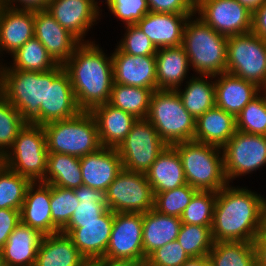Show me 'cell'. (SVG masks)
<instances>
[{
	"label": "cell",
	"instance_id": "6da1fadb",
	"mask_svg": "<svg viewBox=\"0 0 266 266\" xmlns=\"http://www.w3.org/2000/svg\"><path fill=\"white\" fill-rule=\"evenodd\" d=\"M266 199L229 183L217 192L212 237L214 242H254L263 229Z\"/></svg>",
	"mask_w": 266,
	"mask_h": 266
},
{
	"label": "cell",
	"instance_id": "7a4b0ae2",
	"mask_svg": "<svg viewBox=\"0 0 266 266\" xmlns=\"http://www.w3.org/2000/svg\"><path fill=\"white\" fill-rule=\"evenodd\" d=\"M63 67L82 111L109 102L114 83L112 57L94 41L82 42Z\"/></svg>",
	"mask_w": 266,
	"mask_h": 266
},
{
	"label": "cell",
	"instance_id": "3957f363",
	"mask_svg": "<svg viewBox=\"0 0 266 266\" xmlns=\"http://www.w3.org/2000/svg\"><path fill=\"white\" fill-rule=\"evenodd\" d=\"M47 82H52V70L23 71L0 63V93L27 123L46 124Z\"/></svg>",
	"mask_w": 266,
	"mask_h": 266
},
{
	"label": "cell",
	"instance_id": "277c9868",
	"mask_svg": "<svg viewBox=\"0 0 266 266\" xmlns=\"http://www.w3.org/2000/svg\"><path fill=\"white\" fill-rule=\"evenodd\" d=\"M192 17L185 24L182 40L190 67L199 75L226 72L228 37L216 32L199 16Z\"/></svg>",
	"mask_w": 266,
	"mask_h": 266
},
{
	"label": "cell",
	"instance_id": "5b68a950",
	"mask_svg": "<svg viewBox=\"0 0 266 266\" xmlns=\"http://www.w3.org/2000/svg\"><path fill=\"white\" fill-rule=\"evenodd\" d=\"M172 146L180 155L188 185L200 191L218 192L228 184L221 147L194 140Z\"/></svg>",
	"mask_w": 266,
	"mask_h": 266
},
{
	"label": "cell",
	"instance_id": "8992f818",
	"mask_svg": "<svg viewBox=\"0 0 266 266\" xmlns=\"http://www.w3.org/2000/svg\"><path fill=\"white\" fill-rule=\"evenodd\" d=\"M49 153L83 157L98 151L102 146L97 123L90 111L43 125Z\"/></svg>",
	"mask_w": 266,
	"mask_h": 266
},
{
	"label": "cell",
	"instance_id": "52a82bcc",
	"mask_svg": "<svg viewBox=\"0 0 266 266\" xmlns=\"http://www.w3.org/2000/svg\"><path fill=\"white\" fill-rule=\"evenodd\" d=\"M146 119L168 146L194 140L196 120L176 90L153 91Z\"/></svg>",
	"mask_w": 266,
	"mask_h": 266
},
{
	"label": "cell",
	"instance_id": "ba28073f",
	"mask_svg": "<svg viewBox=\"0 0 266 266\" xmlns=\"http://www.w3.org/2000/svg\"><path fill=\"white\" fill-rule=\"evenodd\" d=\"M48 154L43 126L26 123L0 161L14 172L37 182L45 178Z\"/></svg>",
	"mask_w": 266,
	"mask_h": 266
},
{
	"label": "cell",
	"instance_id": "9c48e42d",
	"mask_svg": "<svg viewBox=\"0 0 266 266\" xmlns=\"http://www.w3.org/2000/svg\"><path fill=\"white\" fill-rule=\"evenodd\" d=\"M226 72L260 86L266 80V39L252 31L228 37Z\"/></svg>",
	"mask_w": 266,
	"mask_h": 266
},
{
	"label": "cell",
	"instance_id": "30bf717a",
	"mask_svg": "<svg viewBox=\"0 0 266 266\" xmlns=\"http://www.w3.org/2000/svg\"><path fill=\"white\" fill-rule=\"evenodd\" d=\"M167 146L147 119H137L117 150L123 169L146 173Z\"/></svg>",
	"mask_w": 266,
	"mask_h": 266
},
{
	"label": "cell",
	"instance_id": "8fae6325",
	"mask_svg": "<svg viewBox=\"0 0 266 266\" xmlns=\"http://www.w3.org/2000/svg\"><path fill=\"white\" fill-rule=\"evenodd\" d=\"M107 203L114 213H145L154 208V193L145 173L122 169L109 185Z\"/></svg>",
	"mask_w": 266,
	"mask_h": 266
},
{
	"label": "cell",
	"instance_id": "7c38bea8",
	"mask_svg": "<svg viewBox=\"0 0 266 266\" xmlns=\"http://www.w3.org/2000/svg\"><path fill=\"white\" fill-rule=\"evenodd\" d=\"M224 172L228 183L266 165V136L236 130L222 147Z\"/></svg>",
	"mask_w": 266,
	"mask_h": 266
},
{
	"label": "cell",
	"instance_id": "4fadbf2b",
	"mask_svg": "<svg viewBox=\"0 0 266 266\" xmlns=\"http://www.w3.org/2000/svg\"><path fill=\"white\" fill-rule=\"evenodd\" d=\"M195 13L226 37L252 31L253 12L237 0H196Z\"/></svg>",
	"mask_w": 266,
	"mask_h": 266
},
{
	"label": "cell",
	"instance_id": "5bb4252c",
	"mask_svg": "<svg viewBox=\"0 0 266 266\" xmlns=\"http://www.w3.org/2000/svg\"><path fill=\"white\" fill-rule=\"evenodd\" d=\"M143 214L115 213L110 241L105 256L144 262Z\"/></svg>",
	"mask_w": 266,
	"mask_h": 266
},
{
	"label": "cell",
	"instance_id": "9a60e30c",
	"mask_svg": "<svg viewBox=\"0 0 266 266\" xmlns=\"http://www.w3.org/2000/svg\"><path fill=\"white\" fill-rule=\"evenodd\" d=\"M34 36L58 65H63L82 43L63 28L47 9L34 10Z\"/></svg>",
	"mask_w": 266,
	"mask_h": 266
},
{
	"label": "cell",
	"instance_id": "2e32d148",
	"mask_svg": "<svg viewBox=\"0 0 266 266\" xmlns=\"http://www.w3.org/2000/svg\"><path fill=\"white\" fill-rule=\"evenodd\" d=\"M114 83L157 90L155 55H131L118 47L111 55Z\"/></svg>",
	"mask_w": 266,
	"mask_h": 266
},
{
	"label": "cell",
	"instance_id": "e0dca14e",
	"mask_svg": "<svg viewBox=\"0 0 266 266\" xmlns=\"http://www.w3.org/2000/svg\"><path fill=\"white\" fill-rule=\"evenodd\" d=\"M115 213L107 209L97 221L79 222L75 229H62L67 234L79 252L90 261L105 256Z\"/></svg>",
	"mask_w": 266,
	"mask_h": 266
},
{
	"label": "cell",
	"instance_id": "ac0fdd59",
	"mask_svg": "<svg viewBox=\"0 0 266 266\" xmlns=\"http://www.w3.org/2000/svg\"><path fill=\"white\" fill-rule=\"evenodd\" d=\"M97 3L95 0H50L46 9L81 42H89L83 38L96 20L100 19Z\"/></svg>",
	"mask_w": 266,
	"mask_h": 266
},
{
	"label": "cell",
	"instance_id": "d6986e66",
	"mask_svg": "<svg viewBox=\"0 0 266 266\" xmlns=\"http://www.w3.org/2000/svg\"><path fill=\"white\" fill-rule=\"evenodd\" d=\"M50 201L51 184L32 182L20 210L21 223L36 229L43 236L60 232L52 222Z\"/></svg>",
	"mask_w": 266,
	"mask_h": 266
},
{
	"label": "cell",
	"instance_id": "ffe728a7",
	"mask_svg": "<svg viewBox=\"0 0 266 266\" xmlns=\"http://www.w3.org/2000/svg\"><path fill=\"white\" fill-rule=\"evenodd\" d=\"M80 167L83 185L105 192L123 169L118 150L108 147L81 157Z\"/></svg>",
	"mask_w": 266,
	"mask_h": 266
},
{
	"label": "cell",
	"instance_id": "44dd1931",
	"mask_svg": "<svg viewBox=\"0 0 266 266\" xmlns=\"http://www.w3.org/2000/svg\"><path fill=\"white\" fill-rule=\"evenodd\" d=\"M81 111L69 75L63 65H58L52 69V82H47L46 124L70 119Z\"/></svg>",
	"mask_w": 266,
	"mask_h": 266
},
{
	"label": "cell",
	"instance_id": "7402d4cb",
	"mask_svg": "<svg viewBox=\"0 0 266 266\" xmlns=\"http://www.w3.org/2000/svg\"><path fill=\"white\" fill-rule=\"evenodd\" d=\"M190 16L172 13H147L136 25L159 48L182 45L185 24Z\"/></svg>",
	"mask_w": 266,
	"mask_h": 266
},
{
	"label": "cell",
	"instance_id": "603a6c76",
	"mask_svg": "<svg viewBox=\"0 0 266 266\" xmlns=\"http://www.w3.org/2000/svg\"><path fill=\"white\" fill-rule=\"evenodd\" d=\"M33 37L34 11L12 9L0 3V54H14Z\"/></svg>",
	"mask_w": 266,
	"mask_h": 266
},
{
	"label": "cell",
	"instance_id": "cb8c5ba5",
	"mask_svg": "<svg viewBox=\"0 0 266 266\" xmlns=\"http://www.w3.org/2000/svg\"><path fill=\"white\" fill-rule=\"evenodd\" d=\"M97 123L102 147L118 148L131 131L137 118L109 103L98 105L91 111Z\"/></svg>",
	"mask_w": 266,
	"mask_h": 266
},
{
	"label": "cell",
	"instance_id": "d4e9b609",
	"mask_svg": "<svg viewBox=\"0 0 266 266\" xmlns=\"http://www.w3.org/2000/svg\"><path fill=\"white\" fill-rule=\"evenodd\" d=\"M215 77L216 106L234 117L258 96V86L252 82L227 72Z\"/></svg>",
	"mask_w": 266,
	"mask_h": 266
},
{
	"label": "cell",
	"instance_id": "484cf974",
	"mask_svg": "<svg viewBox=\"0 0 266 266\" xmlns=\"http://www.w3.org/2000/svg\"><path fill=\"white\" fill-rule=\"evenodd\" d=\"M34 266H88V261L71 238L60 231L42 237Z\"/></svg>",
	"mask_w": 266,
	"mask_h": 266
},
{
	"label": "cell",
	"instance_id": "4316f807",
	"mask_svg": "<svg viewBox=\"0 0 266 266\" xmlns=\"http://www.w3.org/2000/svg\"><path fill=\"white\" fill-rule=\"evenodd\" d=\"M145 174L154 196L187 184L182 160L173 146H167Z\"/></svg>",
	"mask_w": 266,
	"mask_h": 266
},
{
	"label": "cell",
	"instance_id": "83f0119b",
	"mask_svg": "<svg viewBox=\"0 0 266 266\" xmlns=\"http://www.w3.org/2000/svg\"><path fill=\"white\" fill-rule=\"evenodd\" d=\"M43 235L20 223L1 248L4 266H34Z\"/></svg>",
	"mask_w": 266,
	"mask_h": 266
},
{
	"label": "cell",
	"instance_id": "f1b7e54d",
	"mask_svg": "<svg viewBox=\"0 0 266 266\" xmlns=\"http://www.w3.org/2000/svg\"><path fill=\"white\" fill-rule=\"evenodd\" d=\"M235 132V117L214 106L196 119L194 141L222 148Z\"/></svg>",
	"mask_w": 266,
	"mask_h": 266
},
{
	"label": "cell",
	"instance_id": "f546056e",
	"mask_svg": "<svg viewBox=\"0 0 266 266\" xmlns=\"http://www.w3.org/2000/svg\"><path fill=\"white\" fill-rule=\"evenodd\" d=\"M181 225L179 217L159 213L154 208L143 213L144 262L157 248L176 240Z\"/></svg>",
	"mask_w": 266,
	"mask_h": 266
},
{
	"label": "cell",
	"instance_id": "4dcf8cb0",
	"mask_svg": "<svg viewBox=\"0 0 266 266\" xmlns=\"http://www.w3.org/2000/svg\"><path fill=\"white\" fill-rule=\"evenodd\" d=\"M155 57L157 90H176L181 87L190 68L183 46L159 48Z\"/></svg>",
	"mask_w": 266,
	"mask_h": 266
},
{
	"label": "cell",
	"instance_id": "1f68e13d",
	"mask_svg": "<svg viewBox=\"0 0 266 266\" xmlns=\"http://www.w3.org/2000/svg\"><path fill=\"white\" fill-rule=\"evenodd\" d=\"M200 76V78H199ZM193 76L185 84V89L177 88L184 108L195 118V120L204 114L209 109L216 106L215 98V78L214 75H199Z\"/></svg>",
	"mask_w": 266,
	"mask_h": 266
},
{
	"label": "cell",
	"instance_id": "d6a6232c",
	"mask_svg": "<svg viewBox=\"0 0 266 266\" xmlns=\"http://www.w3.org/2000/svg\"><path fill=\"white\" fill-rule=\"evenodd\" d=\"M66 189L83 185L80 158L68 154L49 153L45 178L41 181Z\"/></svg>",
	"mask_w": 266,
	"mask_h": 266
},
{
	"label": "cell",
	"instance_id": "836d02e7",
	"mask_svg": "<svg viewBox=\"0 0 266 266\" xmlns=\"http://www.w3.org/2000/svg\"><path fill=\"white\" fill-rule=\"evenodd\" d=\"M79 201L69 223L63 229H75L79 222L97 221L109 209L106 192L86 185L74 189Z\"/></svg>",
	"mask_w": 266,
	"mask_h": 266
},
{
	"label": "cell",
	"instance_id": "e575fe53",
	"mask_svg": "<svg viewBox=\"0 0 266 266\" xmlns=\"http://www.w3.org/2000/svg\"><path fill=\"white\" fill-rule=\"evenodd\" d=\"M152 93L148 88L113 83L108 103L137 119H146Z\"/></svg>",
	"mask_w": 266,
	"mask_h": 266
},
{
	"label": "cell",
	"instance_id": "d590c367",
	"mask_svg": "<svg viewBox=\"0 0 266 266\" xmlns=\"http://www.w3.org/2000/svg\"><path fill=\"white\" fill-rule=\"evenodd\" d=\"M208 258L214 266H257L251 242H214Z\"/></svg>",
	"mask_w": 266,
	"mask_h": 266
},
{
	"label": "cell",
	"instance_id": "8d00e7d4",
	"mask_svg": "<svg viewBox=\"0 0 266 266\" xmlns=\"http://www.w3.org/2000/svg\"><path fill=\"white\" fill-rule=\"evenodd\" d=\"M11 57H13V64L10 65V69L45 72L58 66L35 36L29 39Z\"/></svg>",
	"mask_w": 266,
	"mask_h": 266
},
{
	"label": "cell",
	"instance_id": "74e56055",
	"mask_svg": "<svg viewBox=\"0 0 266 266\" xmlns=\"http://www.w3.org/2000/svg\"><path fill=\"white\" fill-rule=\"evenodd\" d=\"M32 181L0 161V209L21 210L27 189Z\"/></svg>",
	"mask_w": 266,
	"mask_h": 266
},
{
	"label": "cell",
	"instance_id": "f35d334b",
	"mask_svg": "<svg viewBox=\"0 0 266 266\" xmlns=\"http://www.w3.org/2000/svg\"><path fill=\"white\" fill-rule=\"evenodd\" d=\"M176 240L190 258L208 256L214 244L211 228L184 223Z\"/></svg>",
	"mask_w": 266,
	"mask_h": 266
},
{
	"label": "cell",
	"instance_id": "ab89813d",
	"mask_svg": "<svg viewBox=\"0 0 266 266\" xmlns=\"http://www.w3.org/2000/svg\"><path fill=\"white\" fill-rule=\"evenodd\" d=\"M216 198L217 192L198 190L183 211L181 222L212 228Z\"/></svg>",
	"mask_w": 266,
	"mask_h": 266
},
{
	"label": "cell",
	"instance_id": "60d3db41",
	"mask_svg": "<svg viewBox=\"0 0 266 266\" xmlns=\"http://www.w3.org/2000/svg\"><path fill=\"white\" fill-rule=\"evenodd\" d=\"M26 123L20 112L0 93V159L13 146Z\"/></svg>",
	"mask_w": 266,
	"mask_h": 266
},
{
	"label": "cell",
	"instance_id": "b9f144b4",
	"mask_svg": "<svg viewBox=\"0 0 266 266\" xmlns=\"http://www.w3.org/2000/svg\"><path fill=\"white\" fill-rule=\"evenodd\" d=\"M197 191V189L185 184L172 190L157 193L154 198V209L159 213L180 218Z\"/></svg>",
	"mask_w": 266,
	"mask_h": 266
},
{
	"label": "cell",
	"instance_id": "7bdbcfd3",
	"mask_svg": "<svg viewBox=\"0 0 266 266\" xmlns=\"http://www.w3.org/2000/svg\"><path fill=\"white\" fill-rule=\"evenodd\" d=\"M50 205L52 222L62 230L69 223L79 201L74 189L51 185Z\"/></svg>",
	"mask_w": 266,
	"mask_h": 266
},
{
	"label": "cell",
	"instance_id": "ee69618b",
	"mask_svg": "<svg viewBox=\"0 0 266 266\" xmlns=\"http://www.w3.org/2000/svg\"><path fill=\"white\" fill-rule=\"evenodd\" d=\"M235 119L236 130L266 136V106L259 95L250 101Z\"/></svg>",
	"mask_w": 266,
	"mask_h": 266
},
{
	"label": "cell",
	"instance_id": "f6af8a7d",
	"mask_svg": "<svg viewBox=\"0 0 266 266\" xmlns=\"http://www.w3.org/2000/svg\"><path fill=\"white\" fill-rule=\"evenodd\" d=\"M125 26L124 38L120 40L117 46L122 52L141 56L156 54V47L136 24Z\"/></svg>",
	"mask_w": 266,
	"mask_h": 266
},
{
	"label": "cell",
	"instance_id": "bcb514c9",
	"mask_svg": "<svg viewBox=\"0 0 266 266\" xmlns=\"http://www.w3.org/2000/svg\"><path fill=\"white\" fill-rule=\"evenodd\" d=\"M108 9L126 25L136 24L150 12L147 0H112Z\"/></svg>",
	"mask_w": 266,
	"mask_h": 266
},
{
	"label": "cell",
	"instance_id": "7dc6e473",
	"mask_svg": "<svg viewBox=\"0 0 266 266\" xmlns=\"http://www.w3.org/2000/svg\"><path fill=\"white\" fill-rule=\"evenodd\" d=\"M190 257L177 240L157 248L146 259L149 266H183Z\"/></svg>",
	"mask_w": 266,
	"mask_h": 266
},
{
	"label": "cell",
	"instance_id": "c3c4849f",
	"mask_svg": "<svg viewBox=\"0 0 266 266\" xmlns=\"http://www.w3.org/2000/svg\"><path fill=\"white\" fill-rule=\"evenodd\" d=\"M150 12L195 15L196 0H147Z\"/></svg>",
	"mask_w": 266,
	"mask_h": 266
},
{
	"label": "cell",
	"instance_id": "681fc988",
	"mask_svg": "<svg viewBox=\"0 0 266 266\" xmlns=\"http://www.w3.org/2000/svg\"><path fill=\"white\" fill-rule=\"evenodd\" d=\"M20 223V210L0 209V250L7 242L9 235Z\"/></svg>",
	"mask_w": 266,
	"mask_h": 266
},
{
	"label": "cell",
	"instance_id": "f907efd6",
	"mask_svg": "<svg viewBox=\"0 0 266 266\" xmlns=\"http://www.w3.org/2000/svg\"><path fill=\"white\" fill-rule=\"evenodd\" d=\"M252 32L266 39V2L253 11Z\"/></svg>",
	"mask_w": 266,
	"mask_h": 266
},
{
	"label": "cell",
	"instance_id": "816d5d0a",
	"mask_svg": "<svg viewBox=\"0 0 266 266\" xmlns=\"http://www.w3.org/2000/svg\"><path fill=\"white\" fill-rule=\"evenodd\" d=\"M139 262L131 259L99 257L88 261V266H137Z\"/></svg>",
	"mask_w": 266,
	"mask_h": 266
},
{
	"label": "cell",
	"instance_id": "f5cc1de1",
	"mask_svg": "<svg viewBox=\"0 0 266 266\" xmlns=\"http://www.w3.org/2000/svg\"><path fill=\"white\" fill-rule=\"evenodd\" d=\"M257 266H266V229L258 233L254 239Z\"/></svg>",
	"mask_w": 266,
	"mask_h": 266
},
{
	"label": "cell",
	"instance_id": "db71d44e",
	"mask_svg": "<svg viewBox=\"0 0 266 266\" xmlns=\"http://www.w3.org/2000/svg\"><path fill=\"white\" fill-rule=\"evenodd\" d=\"M1 4L12 9L33 10V0H4Z\"/></svg>",
	"mask_w": 266,
	"mask_h": 266
},
{
	"label": "cell",
	"instance_id": "11a10c76",
	"mask_svg": "<svg viewBox=\"0 0 266 266\" xmlns=\"http://www.w3.org/2000/svg\"><path fill=\"white\" fill-rule=\"evenodd\" d=\"M240 4L249 8L252 12L262 6L266 0H237Z\"/></svg>",
	"mask_w": 266,
	"mask_h": 266
},
{
	"label": "cell",
	"instance_id": "9f6ffc18",
	"mask_svg": "<svg viewBox=\"0 0 266 266\" xmlns=\"http://www.w3.org/2000/svg\"><path fill=\"white\" fill-rule=\"evenodd\" d=\"M50 0H33V11L46 9Z\"/></svg>",
	"mask_w": 266,
	"mask_h": 266
},
{
	"label": "cell",
	"instance_id": "6f0895ef",
	"mask_svg": "<svg viewBox=\"0 0 266 266\" xmlns=\"http://www.w3.org/2000/svg\"><path fill=\"white\" fill-rule=\"evenodd\" d=\"M263 90V91H262ZM261 93V94H260ZM263 93V94H262ZM258 95L266 106V80L258 86ZM262 95V96H261Z\"/></svg>",
	"mask_w": 266,
	"mask_h": 266
},
{
	"label": "cell",
	"instance_id": "680465c9",
	"mask_svg": "<svg viewBox=\"0 0 266 266\" xmlns=\"http://www.w3.org/2000/svg\"><path fill=\"white\" fill-rule=\"evenodd\" d=\"M183 266H202V257L190 258Z\"/></svg>",
	"mask_w": 266,
	"mask_h": 266
},
{
	"label": "cell",
	"instance_id": "91938a15",
	"mask_svg": "<svg viewBox=\"0 0 266 266\" xmlns=\"http://www.w3.org/2000/svg\"><path fill=\"white\" fill-rule=\"evenodd\" d=\"M202 266H214V264L211 262V260L206 257H202Z\"/></svg>",
	"mask_w": 266,
	"mask_h": 266
},
{
	"label": "cell",
	"instance_id": "94428289",
	"mask_svg": "<svg viewBox=\"0 0 266 266\" xmlns=\"http://www.w3.org/2000/svg\"><path fill=\"white\" fill-rule=\"evenodd\" d=\"M263 227L266 229V201L264 206V220H263Z\"/></svg>",
	"mask_w": 266,
	"mask_h": 266
},
{
	"label": "cell",
	"instance_id": "6125c7cd",
	"mask_svg": "<svg viewBox=\"0 0 266 266\" xmlns=\"http://www.w3.org/2000/svg\"><path fill=\"white\" fill-rule=\"evenodd\" d=\"M0 266H4V262H3L1 251H0Z\"/></svg>",
	"mask_w": 266,
	"mask_h": 266
},
{
	"label": "cell",
	"instance_id": "be15d7a7",
	"mask_svg": "<svg viewBox=\"0 0 266 266\" xmlns=\"http://www.w3.org/2000/svg\"><path fill=\"white\" fill-rule=\"evenodd\" d=\"M137 266H149L146 262L139 263Z\"/></svg>",
	"mask_w": 266,
	"mask_h": 266
},
{
	"label": "cell",
	"instance_id": "e7e4bbea",
	"mask_svg": "<svg viewBox=\"0 0 266 266\" xmlns=\"http://www.w3.org/2000/svg\"><path fill=\"white\" fill-rule=\"evenodd\" d=\"M112 2V0H106V4H107V7L109 6V4Z\"/></svg>",
	"mask_w": 266,
	"mask_h": 266
}]
</instances>
